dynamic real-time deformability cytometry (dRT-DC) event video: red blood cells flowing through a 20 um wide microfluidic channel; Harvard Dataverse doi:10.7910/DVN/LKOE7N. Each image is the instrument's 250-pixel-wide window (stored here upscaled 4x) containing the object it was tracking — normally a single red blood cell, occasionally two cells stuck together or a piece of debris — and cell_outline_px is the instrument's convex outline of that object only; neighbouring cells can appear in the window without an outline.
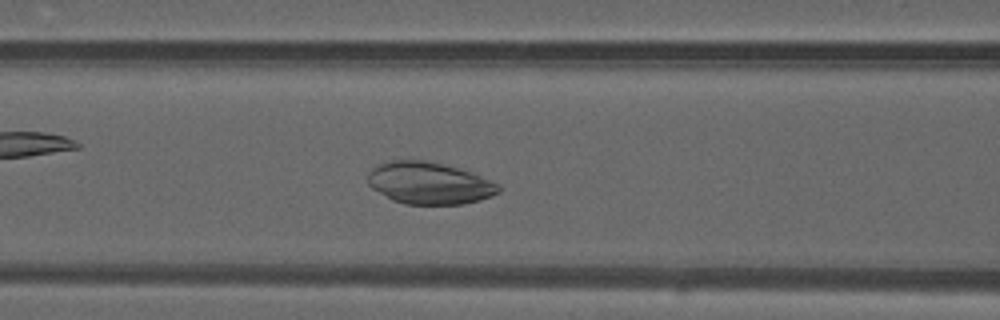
{"species": "common noctule bat (a hibernating species)", "species_latin": "Nyctalus noctula", "temperature_condition": "warm", "stored_images_in_passage": 43, "camera_frame_rate_fps": 3000, "um_per_image_px": 0.085, "animal": {"sex": "male", "forearm_length_mm": 52.5}, "frame": {"image": 1, "passage_image": 15, "time_ms": 4.667, "image_size_px": [1000, 320], "cell_outline_px": [[500, 192], [492, 196], [480, 200], [464, 204], [404, 204], [392, 200], [372, 188], [368, 184], [368, 172], [372, 168], [380, 164], [392, 160], [424, 160], [460, 168], [500, 184]], "centroid_in_image_um": [36.49, 15.57], "position_along_channel_um": 130.1, "area_um2": 32.02}}
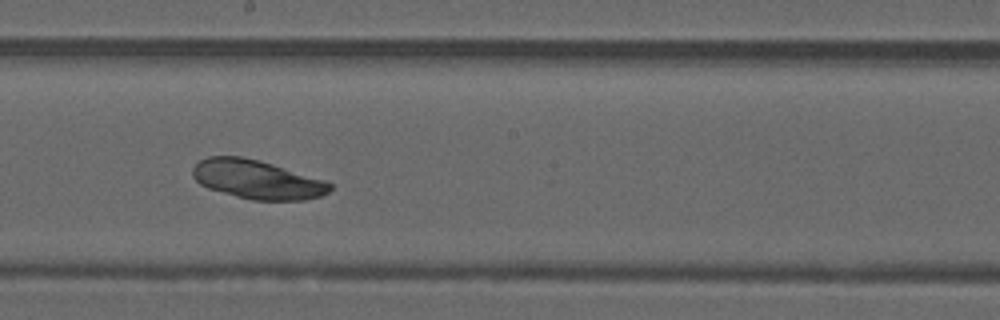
{"frame": {"image": 2, "passage_image": 22, "time_ms": 7.0, "image_size_px": [1000, 320], "cell_outline_px": [[332, 188], [328, 192], [320, 196], [304, 200], [252, 200], [236, 196], [208, 188], [200, 184], [192, 176], [192, 168], [200, 160], [208, 156], [240, 156], [260, 160], [324, 180], [332, 184]], "centroid_in_image_um": [21.83, 15.25], "position_along_channel_um": 226.4, "area_um2": 30.98}}
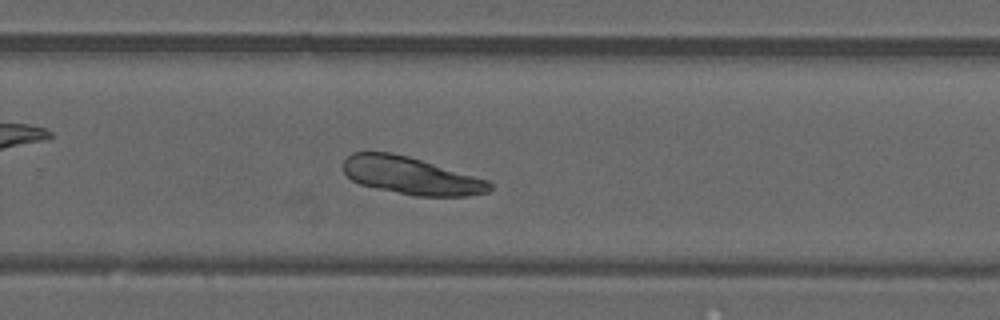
{"frame": {"image": 3, "passage_image": 27, "time_ms": 8.667, "image_size_px": [1000, 320], "cell_outline_px": [[492, 188], [488, 192], [468, 196], [416, 196], [376, 188], [360, 184], [352, 180], [344, 172], [344, 160], [352, 152], [388, 152], [408, 156], [488, 180], [492, 184]], "centroid_in_image_um": [34.94, 14.94], "position_along_channel_um": 294.9, "area_um2": 31.67}}